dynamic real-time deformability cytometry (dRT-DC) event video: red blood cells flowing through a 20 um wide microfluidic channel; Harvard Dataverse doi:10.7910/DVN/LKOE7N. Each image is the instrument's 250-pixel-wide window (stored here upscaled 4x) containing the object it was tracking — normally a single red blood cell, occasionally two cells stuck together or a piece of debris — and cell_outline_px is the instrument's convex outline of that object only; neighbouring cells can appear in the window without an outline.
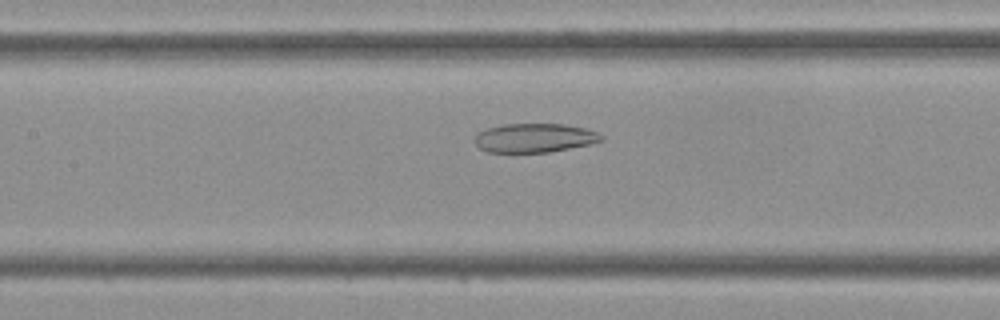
{"species": "Egyptian fruit bat (a non-hibernating species)", "species_latin": "Rousettus aegyptiacus", "temperature_condition": "cold", "stored_images_in_passage": 44, "camera_frame_rate_fps": 3000, "um_per_image_px": 0.085, "frame": {"image": 1, "passage_image": 20, "time_ms": 6.333, "image_size_px": [1000, 320], "cell_outline_px": [[604, 140], [592, 144], [548, 152], [488, 152], [480, 148], [472, 140], [476, 132], [488, 128], [504, 124], [564, 124], [584, 128], [596, 132], [604, 136]], "centroid_in_image_um": [45.41, 11.72], "position_along_channel_um": 162.0, "area_um2": 21.5}}
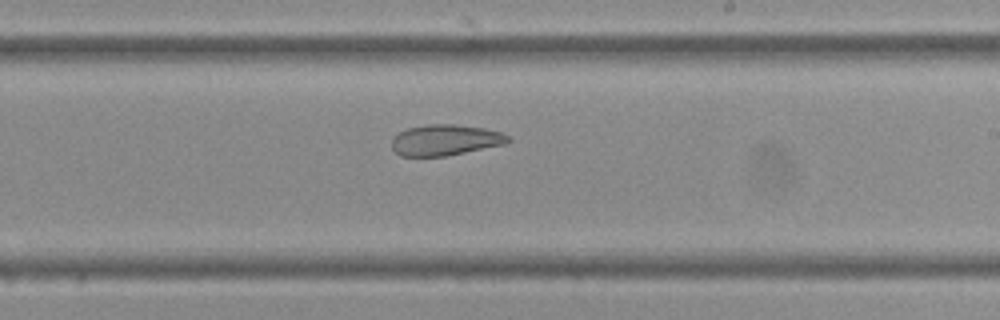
{"frame": {"image": 2, "passage_image": 26, "time_ms": 8.333, "image_size_px": [1000, 320], "cell_outline_px": [[512, 140], [504, 144], [448, 156], [400, 156], [392, 148], [392, 140], [400, 132], [408, 128], [428, 124], [456, 124], [484, 128], [500, 132], [508, 136]], "centroid_in_image_um": [37.86, 11.9], "position_along_channel_um": 251.1, "area_um2": 20.87}}
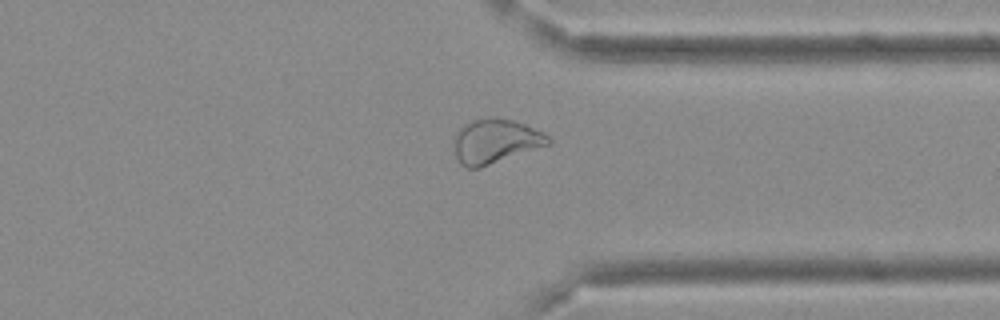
{"frame": {"image": 3, "passage_image": 34, "time_ms": 11.0, "image_size_px": [1000, 320], "cell_outline_px": [[552, 144], [480, 168], [468, 168], [460, 164], [456, 156], [452, 144], [452, 140], [456, 132], [464, 124], [472, 120], [488, 116], [492, 116], [512, 120], [524, 124], [544, 132], [552, 140]], "centroid_in_image_um": [42.1, 12.0], "position_along_channel_um": 369.3, "area_um2": 24.91}}